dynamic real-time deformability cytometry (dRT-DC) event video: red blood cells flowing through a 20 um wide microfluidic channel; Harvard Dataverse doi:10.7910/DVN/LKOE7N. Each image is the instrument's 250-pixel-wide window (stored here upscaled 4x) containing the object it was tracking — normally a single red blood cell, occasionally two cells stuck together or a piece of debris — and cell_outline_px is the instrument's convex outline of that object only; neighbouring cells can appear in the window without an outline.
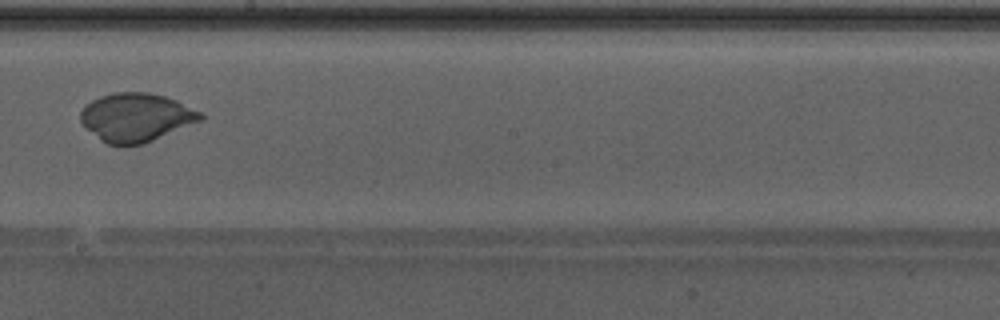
{"species": "Egyptian fruit bat (a non-hibernating species)", "species_latin": "Rousettus aegyptiacus", "temperature_condition": "warm", "stored_images_in_passage": 48, "camera_frame_rate_fps": 3000, "um_per_image_px": 0.085, "animal": {"sex": "male"}, "frame": {"image": 1, "passage_image": 28, "time_ms": 9.0, "image_size_px": [1000, 320], "cell_outline_px": [[204, 116], [200, 120], [144, 144], [108, 144], [100, 140], [84, 128], [80, 120], [80, 112], [84, 104], [100, 96], [116, 92], [148, 92], [164, 96], [176, 100], [204, 112]], "centroid_in_image_um": [11.53, 9.96], "position_along_channel_um": 236.7, "area_um2": 33.93}}